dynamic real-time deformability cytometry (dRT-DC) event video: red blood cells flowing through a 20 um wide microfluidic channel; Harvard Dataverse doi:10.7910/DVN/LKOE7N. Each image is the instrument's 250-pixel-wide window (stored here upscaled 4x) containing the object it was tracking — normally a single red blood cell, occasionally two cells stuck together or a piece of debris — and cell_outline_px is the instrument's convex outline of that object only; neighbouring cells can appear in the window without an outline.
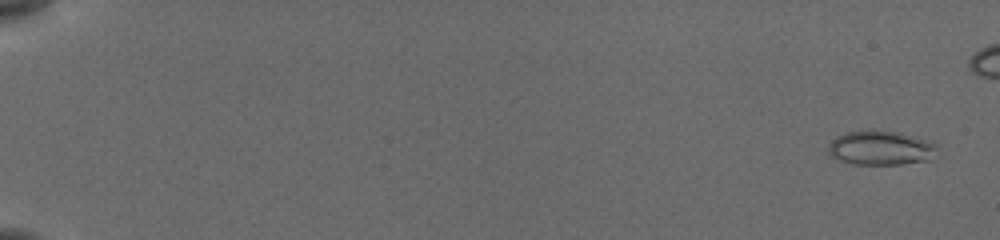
{"species": "common noctule bat (a hibernating species)", "species_latin": "Nyctalus noctula", "temperature_condition": "cold", "stored_images_in_passage": 20, "camera_frame_rate_fps": 3000, "um_per_image_px": 0.085, "animal": {"sex": "female", "body_mass_g": 19.5, "forearm_length_mm": 54.1}, "frame": {"image": 1, "passage_image": 3, "time_ms": 0.667, "image_size_px": [1000, 240], "cell_outline_px": [[936, 148], [928, 160], [900, 164], [852, 164], [840, 160], [832, 156], [828, 152], [828, 144], [836, 136], [848, 132], [868, 128], [872, 128], [896, 132], [928, 140], [936, 144]], "centroid_in_image_um": [74.79, 12.55], "position_along_channel_um": 10.2, "area_um2": 21.79}}